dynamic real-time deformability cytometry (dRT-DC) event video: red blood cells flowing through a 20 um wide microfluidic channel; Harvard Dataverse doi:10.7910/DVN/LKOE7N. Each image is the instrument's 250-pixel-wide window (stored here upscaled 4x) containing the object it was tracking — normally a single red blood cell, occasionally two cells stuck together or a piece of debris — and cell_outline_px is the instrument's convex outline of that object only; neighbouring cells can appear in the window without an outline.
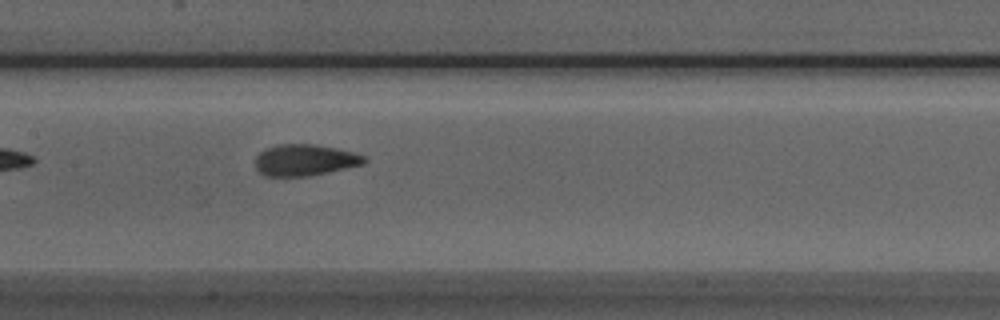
{"species": "Egyptian fruit bat (a non-hibernating species)", "species_latin": "Rousettus aegyptiacus", "temperature_condition": "room temperature", "stored_images_in_passage": 29, "camera_frame_rate_fps": 3000, "um_per_image_px": 0.085, "animal": {"sex": "male"}, "frame": {"image": 1, "passage_image": 9, "time_ms": 2.667, "image_size_px": [1000, 320], "cell_outline_px": [[368, 160], [364, 164], [328, 172], [308, 176], [264, 176], [256, 168], [256, 156], [260, 152], [276, 144], [316, 144], [336, 148], [352, 152], [364, 156]], "centroid_in_image_um": [25.91, 13.6], "position_along_channel_um": 181.5, "area_um2": 19.88}}
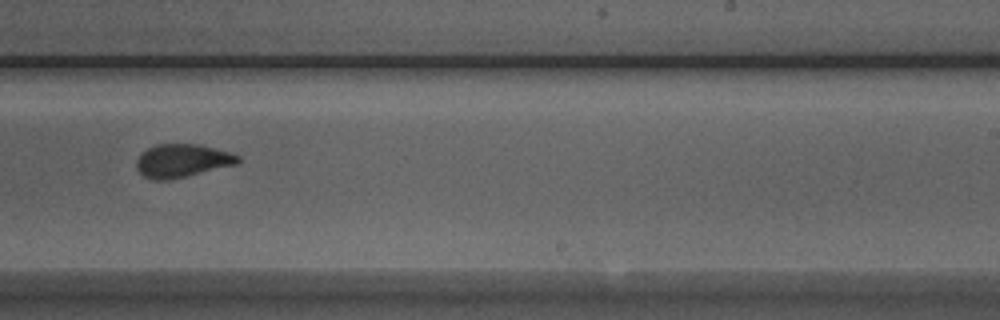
{"frame": {"image": 2, "passage_image": 16, "time_ms": 5.0, "image_size_px": [1000, 320], "cell_outline_px": [[240, 160], [236, 164], [168, 180], [152, 180], [144, 176], [136, 168], [136, 160], [148, 148], [156, 144], [200, 144], [232, 152], [240, 156]], "centroid_in_image_um": [15.49, 13.65], "position_along_channel_um": 273.5, "area_um2": 19.54}}
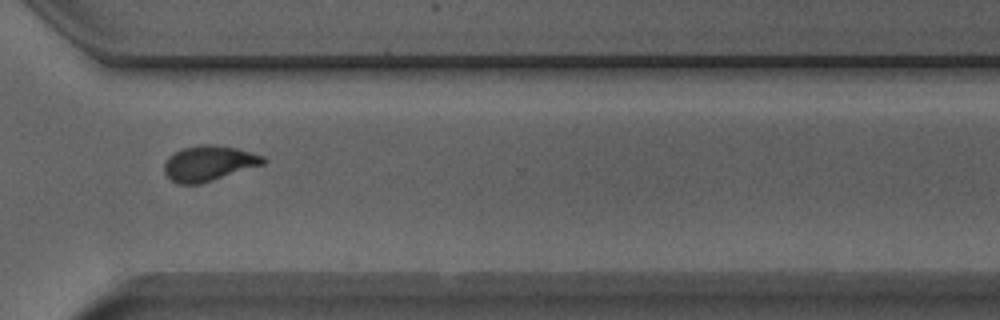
{"frame": {"image": 3, "passage_image": 22, "time_ms": 7.0, "image_size_px": [1000, 320], "cell_outline_px": [[268, 160], [264, 164], [200, 184], [176, 184], [164, 172], [164, 164], [168, 156], [184, 148], [200, 144], [216, 144], [236, 148], [264, 156]], "centroid_in_image_um": [17.75, 13.88], "position_along_channel_um": 352.8, "area_um2": 20.35}}